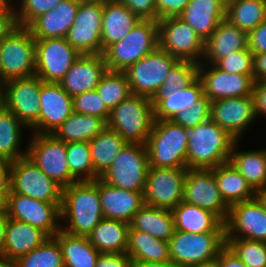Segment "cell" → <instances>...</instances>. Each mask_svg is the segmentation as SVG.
<instances>
[{
    "label": "cell",
    "mask_w": 266,
    "mask_h": 267,
    "mask_svg": "<svg viewBox=\"0 0 266 267\" xmlns=\"http://www.w3.org/2000/svg\"><path fill=\"white\" fill-rule=\"evenodd\" d=\"M61 228L72 235L87 236L104 218L99 199L98 178L75 182L62 189ZM68 222V223H67Z\"/></svg>",
    "instance_id": "obj_1"
},
{
    "label": "cell",
    "mask_w": 266,
    "mask_h": 267,
    "mask_svg": "<svg viewBox=\"0 0 266 267\" xmlns=\"http://www.w3.org/2000/svg\"><path fill=\"white\" fill-rule=\"evenodd\" d=\"M187 169H212L229 162L236 140L211 119L185 128Z\"/></svg>",
    "instance_id": "obj_2"
},
{
    "label": "cell",
    "mask_w": 266,
    "mask_h": 267,
    "mask_svg": "<svg viewBox=\"0 0 266 267\" xmlns=\"http://www.w3.org/2000/svg\"><path fill=\"white\" fill-rule=\"evenodd\" d=\"M145 145L149 167L187 168L188 139L184 127L171 120H154Z\"/></svg>",
    "instance_id": "obj_3"
},
{
    "label": "cell",
    "mask_w": 266,
    "mask_h": 267,
    "mask_svg": "<svg viewBox=\"0 0 266 267\" xmlns=\"http://www.w3.org/2000/svg\"><path fill=\"white\" fill-rule=\"evenodd\" d=\"M153 123L151 99L131 94L110 112L107 127L116 131L128 143L145 145Z\"/></svg>",
    "instance_id": "obj_4"
},
{
    "label": "cell",
    "mask_w": 266,
    "mask_h": 267,
    "mask_svg": "<svg viewBox=\"0 0 266 267\" xmlns=\"http://www.w3.org/2000/svg\"><path fill=\"white\" fill-rule=\"evenodd\" d=\"M158 47V21L140 20L130 33L110 45L103 55L108 70L124 72Z\"/></svg>",
    "instance_id": "obj_5"
},
{
    "label": "cell",
    "mask_w": 266,
    "mask_h": 267,
    "mask_svg": "<svg viewBox=\"0 0 266 267\" xmlns=\"http://www.w3.org/2000/svg\"><path fill=\"white\" fill-rule=\"evenodd\" d=\"M168 242L171 263L176 267H190L215 260L226 246V233L175 230Z\"/></svg>",
    "instance_id": "obj_6"
},
{
    "label": "cell",
    "mask_w": 266,
    "mask_h": 267,
    "mask_svg": "<svg viewBox=\"0 0 266 267\" xmlns=\"http://www.w3.org/2000/svg\"><path fill=\"white\" fill-rule=\"evenodd\" d=\"M1 81L28 78L35 71V38L27 27H16L0 41Z\"/></svg>",
    "instance_id": "obj_7"
},
{
    "label": "cell",
    "mask_w": 266,
    "mask_h": 267,
    "mask_svg": "<svg viewBox=\"0 0 266 267\" xmlns=\"http://www.w3.org/2000/svg\"><path fill=\"white\" fill-rule=\"evenodd\" d=\"M148 168L146 145L128 143L100 179L116 188L143 192Z\"/></svg>",
    "instance_id": "obj_8"
},
{
    "label": "cell",
    "mask_w": 266,
    "mask_h": 267,
    "mask_svg": "<svg viewBox=\"0 0 266 267\" xmlns=\"http://www.w3.org/2000/svg\"><path fill=\"white\" fill-rule=\"evenodd\" d=\"M27 147V157L62 188L78 182L70 173L66 143L52 134L34 133Z\"/></svg>",
    "instance_id": "obj_9"
},
{
    "label": "cell",
    "mask_w": 266,
    "mask_h": 267,
    "mask_svg": "<svg viewBox=\"0 0 266 267\" xmlns=\"http://www.w3.org/2000/svg\"><path fill=\"white\" fill-rule=\"evenodd\" d=\"M62 189L27 156L10 162L9 193H18L49 203H62Z\"/></svg>",
    "instance_id": "obj_10"
},
{
    "label": "cell",
    "mask_w": 266,
    "mask_h": 267,
    "mask_svg": "<svg viewBox=\"0 0 266 267\" xmlns=\"http://www.w3.org/2000/svg\"><path fill=\"white\" fill-rule=\"evenodd\" d=\"M177 61V58L158 47L135 62L124 71L132 94L152 99Z\"/></svg>",
    "instance_id": "obj_11"
},
{
    "label": "cell",
    "mask_w": 266,
    "mask_h": 267,
    "mask_svg": "<svg viewBox=\"0 0 266 267\" xmlns=\"http://www.w3.org/2000/svg\"><path fill=\"white\" fill-rule=\"evenodd\" d=\"M158 38L159 48L178 60H188L198 64L202 62L200 59L204 55V41L181 18L159 19Z\"/></svg>",
    "instance_id": "obj_12"
},
{
    "label": "cell",
    "mask_w": 266,
    "mask_h": 267,
    "mask_svg": "<svg viewBox=\"0 0 266 267\" xmlns=\"http://www.w3.org/2000/svg\"><path fill=\"white\" fill-rule=\"evenodd\" d=\"M80 55L66 38L35 39V75L59 83Z\"/></svg>",
    "instance_id": "obj_13"
},
{
    "label": "cell",
    "mask_w": 266,
    "mask_h": 267,
    "mask_svg": "<svg viewBox=\"0 0 266 267\" xmlns=\"http://www.w3.org/2000/svg\"><path fill=\"white\" fill-rule=\"evenodd\" d=\"M187 168L149 167L143 191L144 204L172 210L183 201Z\"/></svg>",
    "instance_id": "obj_14"
},
{
    "label": "cell",
    "mask_w": 266,
    "mask_h": 267,
    "mask_svg": "<svg viewBox=\"0 0 266 267\" xmlns=\"http://www.w3.org/2000/svg\"><path fill=\"white\" fill-rule=\"evenodd\" d=\"M61 204L36 200L18 193H8L6 217L28 223L41 229L49 237H54L62 228Z\"/></svg>",
    "instance_id": "obj_15"
},
{
    "label": "cell",
    "mask_w": 266,
    "mask_h": 267,
    "mask_svg": "<svg viewBox=\"0 0 266 267\" xmlns=\"http://www.w3.org/2000/svg\"><path fill=\"white\" fill-rule=\"evenodd\" d=\"M41 85L36 75L5 82V108L34 133H38Z\"/></svg>",
    "instance_id": "obj_16"
},
{
    "label": "cell",
    "mask_w": 266,
    "mask_h": 267,
    "mask_svg": "<svg viewBox=\"0 0 266 267\" xmlns=\"http://www.w3.org/2000/svg\"><path fill=\"white\" fill-rule=\"evenodd\" d=\"M103 3L80 2L66 40L82 54H102L101 28Z\"/></svg>",
    "instance_id": "obj_17"
},
{
    "label": "cell",
    "mask_w": 266,
    "mask_h": 267,
    "mask_svg": "<svg viewBox=\"0 0 266 267\" xmlns=\"http://www.w3.org/2000/svg\"><path fill=\"white\" fill-rule=\"evenodd\" d=\"M225 233L226 238L266 242V207L258 196L229 207Z\"/></svg>",
    "instance_id": "obj_18"
},
{
    "label": "cell",
    "mask_w": 266,
    "mask_h": 267,
    "mask_svg": "<svg viewBox=\"0 0 266 267\" xmlns=\"http://www.w3.org/2000/svg\"><path fill=\"white\" fill-rule=\"evenodd\" d=\"M183 201L215 213L224 223L229 206L220 195L213 169H187Z\"/></svg>",
    "instance_id": "obj_19"
},
{
    "label": "cell",
    "mask_w": 266,
    "mask_h": 267,
    "mask_svg": "<svg viewBox=\"0 0 266 267\" xmlns=\"http://www.w3.org/2000/svg\"><path fill=\"white\" fill-rule=\"evenodd\" d=\"M202 62L199 64L198 78L203 85L204 95L210 100L253 96V75L228 73L211 65L205 70Z\"/></svg>",
    "instance_id": "obj_20"
},
{
    "label": "cell",
    "mask_w": 266,
    "mask_h": 267,
    "mask_svg": "<svg viewBox=\"0 0 266 267\" xmlns=\"http://www.w3.org/2000/svg\"><path fill=\"white\" fill-rule=\"evenodd\" d=\"M255 118L254 95L211 101L210 119L236 141Z\"/></svg>",
    "instance_id": "obj_21"
},
{
    "label": "cell",
    "mask_w": 266,
    "mask_h": 267,
    "mask_svg": "<svg viewBox=\"0 0 266 267\" xmlns=\"http://www.w3.org/2000/svg\"><path fill=\"white\" fill-rule=\"evenodd\" d=\"M38 134H52L74 111L72 97L59 83L42 81Z\"/></svg>",
    "instance_id": "obj_22"
},
{
    "label": "cell",
    "mask_w": 266,
    "mask_h": 267,
    "mask_svg": "<svg viewBox=\"0 0 266 267\" xmlns=\"http://www.w3.org/2000/svg\"><path fill=\"white\" fill-rule=\"evenodd\" d=\"M107 70L103 54H82L59 84L73 98L83 92L95 90Z\"/></svg>",
    "instance_id": "obj_23"
},
{
    "label": "cell",
    "mask_w": 266,
    "mask_h": 267,
    "mask_svg": "<svg viewBox=\"0 0 266 267\" xmlns=\"http://www.w3.org/2000/svg\"><path fill=\"white\" fill-rule=\"evenodd\" d=\"M99 199L104 218L130 223L144 205L143 192L113 187L98 178Z\"/></svg>",
    "instance_id": "obj_24"
},
{
    "label": "cell",
    "mask_w": 266,
    "mask_h": 267,
    "mask_svg": "<svg viewBox=\"0 0 266 267\" xmlns=\"http://www.w3.org/2000/svg\"><path fill=\"white\" fill-rule=\"evenodd\" d=\"M203 96L199 78L186 88H160L151 99L154 120H172L177 113L192 108Z\"/></svg>",
    "instance_id": "obj_25"
},
{
    "label": "cell",
    "mask_w": 266,
    "mask_h": 267,
    "mask_svg": "<svg viewBox=\"0 0 266 267\" xmlns=\"http://www.w3.org/2000/svg\"><path fill=\"white\" fill-rule=\"evenodd\" d=\"M80 1L63 0L37 17L27 28L35 39L65 38L74 22Z\"/></svg>",
    "instance_id": "obj_26"
},
{
    "label": "cell",
    "mask_w": 266,
    "mask_h": 267,
    "mask_svg": "<svg viewBox=\"0 0 266 267\" xmlns=\"http://www.w3.org/2000/svg\"><path fill=\"white\" fill-rule=\"evenodd\" d=\"M178 17L205 42L226 19V5L221 0H189Z\"/></svg>",
    "instance_id": "obj_27"
},
{
    "label": "cell",
    "mask_w": 266,
    "mask_h": 267,
    "mask_svg": "<svg viewBox=\"0 0 266 267\" xmlns=\"http://www.w3.org/2000/svg\"><path fill=\"white\" fill-rule=\"evenodd\" d=\"M248 48V33L223 20L212 35L204 42L203 60L216 65L231 53Z\"/></svg>",
    "instance_id": "obj_28"
},
{
    "label": "cell",
    "mask_w": 266,
    "mask_h": 267,
    "mask_svg": "<svg viewBox=\"0 0 266 267\" xmlns=\"http://www.w3.org/2000/svg\"><path fill=\"white\" fill-rule=\"evenodd\" d=\"M141 19L120 0L103 3L101 43L102 54L113 43L121 41Z\"/></svg>",
    "instance_id": "obj_29"
},
{
    "label": "cell",
    "mask_w": 266,
    "mask_h": 267,
    "mask_svg": "<svg viewBox=\"0 0 266 267\" xmlns=\"http://www.w3.org/2000/svg\"><path fill=\"white\" fill-rule=\"evenodd\" d=\"M48 237L35 226L6 217L5 258L16 261L40 246Z\"/></svg>",
    "instance_id": "obj_30"
},
{
    "label": "cell",
    "mask_w": 266,
    "mask_h": 267,
    "mask_svg": "<svg viewBox=\"0 0 266 267\" xmlns=\"http://www.w3.org/2000/svg\"><path fill=\"white\" fill-rule=\"evenodd\" d=\"M175 230L190 233L225 232V223L213 212L181 201L171 210Z\"/></svg>",
    "instance_id": "obj_31"
},
{
    "label": "cell",
    "mask_w": 266,
    "mask_h": 267,
    "mask_svg": "<svg viewBox=\"0 0 266 267\" xmlns=\"http://www.w3.org/2000/svg\"><path fill=\"white\" fill-rule=\"evenodd\" d=\"M129 229V223L103 218L87 237L101 254H123L128 247Z\"/></svg>",
    "instance_id": "obj_32"
},
{
    "label": "cell",
    "mask_w": 266,
    "mask_h": 267,
    "mask_svg": "<svg viewBox=\"0 0 266 267\" xmlns=\"http://www.w3.org/2000/svg\"><path fill=\"white\" fill-rule=\"evenodd\" d=\"M237 144L232 147L229 162L258 193L266 187V149L238 151Z\"/></svg>",
    "instance_id": "obj_33"
},
{
    "label": "cell",
    "mask_w": 266,
    "mask_h": 267,
    "mask_svg": "<svg viewBox=\"0 0 266 267\" xmlns=\"http://www.w3.org/2000/svg\"><path fill=\"white\" fill-rule=\"evenodd\" d=\"M94 174L100 178L128 144L107 126L89 141Z\"/></svg>",
    "instance_id": "obj_34"
},
{
    "label": "cell",
    "mask_w": 266,
    "mask_h": 267,
    "mask_svg": "<svg viewBox=\"0 0 266 267\" xmlns=\"http://www.w3.org/2000/svg\"><path fill=\"white\" fill-rule=\"evenodd\" d=\"M212 169L220 195L229 207L235 203L251 200L257 196V193L248 184L247 180L230 162Z\"/></svg>",
    "instance_id": "obj_35"
},
{
    "label": "cell",
    "mask_w": 266,
    "mask_h": 267,
    "mask_svg": "<svg viewBox=\"0 0 266 267\" xmlns=\"http://www.w3.org/2000/svg\"><path fill=\"white\" fill-rule=\"evenodd\" d=\"M54 237L61 246L64 267H95L101 253L87 236L72 235L61 229Z\"/></svg>",
    "instance_id": "obj_36"
},
{
    "label": "cell",
    "mask_w": 266,
    "mask_h": 267,
    "mask_svg": "<svg viewBox=\"0 0 266 267\" xmlns=\"http://www.w3.org/2000/svg\"><path fill=\"white\" fill-rule=\"evenodd\" d=\"M126 253L131 260L158 263L171 262L168 241L156 238L145 231L137 229H129Z\"/></svg>",
    "instance_id": "obj_37"
},
{
    "label": "cell",
    "mask_w": 266,
    "mask_h": 267,
    "mask_svg": "<svg viewBox=\"0 0 266 267\" xmlns=\"http://www.w3.org/2000/svg\"><path fill=\"white\" fill-rule=\"evenodd\" d=\"M130 229L145 231L148 234L169 241L175 232L171 210L143 205L129 223Z\"/></svg>",
    "instance_id": "obj_38"
},
{
    "label": "cell",
    "mask_w": 266,
    "mask_h": 267,
    "mask_svg": "<svg viewBox=\"0 0 266 267\" xmlns=\"http://www.w3.org/2000/svg\"><path fill=\"white\" fill-rule=\"evenodd\" d=\"M106 126L100 117L73 112L52 135L65 143L90 141Z\"/></svg>",
    "instance_id": "obj_39"
},
{
    "label": "cell",
    "mask_w": 266,
    "mask_h": 267,
    "mask_svg": "<svg viewBox=\"0 0 266 267\" xmlns=\"http://www.w3.org/2000/svg\"><path fill=\"white\" fill-rule=\"evenodd\" d=\"M226 20L249 33L266 20V0H235L226 6Z\"/></svg>",
    "instance_id": "obj_40"
},
{
    "label": "cell",
    "mask_w": 266,
    "mask_h": 267,
    "mask_svg": "<svg viewBox=\"0 0 266 267\" xmlns=\"http://www.w3.org/2000/svg\"><path fill=\"white\" fill-rule=\"evenodd\" d=\"M22 127L26 126L8 109L0 112V156L10 162L27 156V150L21 152Z\"/></svg>",
    "instance_id": "obj_41"
},
{
    "label": "cell",
    "mask_w": 266,
    "mask_h": 267,
    "mask_svg": "<svg viewBox=\"0 0 266 267\" xmlns=\"http://www.w3.org/2000/svg\"><path fill=\"white\" fill-rule=\"evenodd\" d=\"M111 112L132 92L125 72L107 70L95 89Z\"/></svg>",
    "instance_id": "obj_42"
},
{
    "label": "cell",
    "mask_w": 266,
    "mask_h": 267,
    "mask_svg": "<svg viewBox=\"0 0 266 267\" xmlns=\"http://www.w3.org/2000/svg\"><path fill=\"white\" fill-rule=\"evenodd\" d=\"M17 267H64L62 249L55 237H48L30 253L19 257Z\"/></svg>",
    "instance_id": "obj_43"
},
{
    "label": "cell",
    "mask_w": 266,
    "mask_h": 267,
    "mask_svg": "<svg viewBox=\"0 0 266 267\" xmlns=\"http://www.w3.org/2000/svg\"><path fill=\"white\" fill-rule=\"evenodd\" d=\"M67 161L71 175L78 181H94L89 141L66 143Z\"/></svg>",
    "instance_id": "obj_44"
},
{
    "label": "cell",
    "mask_w": 266,
    "mask_h": 267,
    "mask_svg": "<svg viewBox=\"0 0 266 267\" xmlns=\"http://www.w3.org/2000/svg\"><path fill=\"white\" fill-rule=\"evenodd\" d=\"M226 245L247 267H266V242L226 238Z\"/></svg>",
    "instance_id": "obj_45"
},
{
    "label": "cell",
    "mask_w": 266,
    "mask_h": 267,
    "mask_svg": "<svg viewBox=\"0 0 266 267\" xmlns=\"http://www.w3.org/2000/svg\"><path fill=\"white\" fill-rule=\"evenodd\" d=\"M199 64L178 60L170 69L161 88H186L198 78Z\"/></svg>",
    "instance_id": "obj_46"
},
{
    "label": "cell",
    "mask_w": 266,
    "mask_h": 267,
    "mask_svg": "<svg viewBox=\"0 0 266 267\" xmlns=\"http://www.w3.org/2000/svg\"><path fill=\"white\" fill-rule=\"evenodd\" d=\"M73 111L84 115H92L102 118L106 123L110 116V111L105 106L96 90H91L78 94L72 98Z\"/></svg>",
    "instance_id": "obj_47"
},
{
    "label": "cell",
    "mask_w": 266,
    "mask_h": 267,
    "mask_svg": "<svg viewBox=\"0 0 266 267\" xmlns=\"http://www.w3.org/2000/svg\"><path fill=\"white\" fill-rule=\"evenodd\" d=\"M210 114L211 101L204 95L192 108L177 113L171 121L184 128H193L209 120Z\"/></svg>",
    "instance_id": "obj_48"
},
{
    "label": "cell",
    "mask_w": 266,
    "mask_h": 267,
    "mask_svg": "<svg viewBox=\"0 0 266 267\" xmlns=\"http://www.w3.org/2000/svg\"><path fill=\"white\" fill-rule=\"evenodd\" d=\"M63 0H22L19 10L15 11L17 25L28 27L37 17L51 10Z\"/></svg>",
    "instance_id": "obj_49"
},
{
    "label": "cell",
    "mask_w": 266,
    "mask_h": 267,
    "mask_svg": "<svg viewBox=\"0 0 266 267\" xmlns=\"http://www.w3.org/2000/svg\"><path fill=\"white\" fill-rule=\"evenodd\" d=\"M253 64V53L249 49H242L221 59L216 66L228 73L253 75Z\"/></svg>",
    "instance_id": "obj_50"
},
{
    "label": "cell",
    "mask_w": 266,
    "mask_h": 267,
    "mask_svg": "<svg viewBox=\"0 0 266 267\" xmlns=\"http://www.w3.org/2000/svg\"><path fill=\"white\" fill-rule=\"evenodd\" d=\"M141 20L157 21V8L155 0H120Z\"/></svg>",
    "instance_id": "obj_51"
},
{
    "label": "cell",
    "mask_w": 266,
    "mask_h": 267,
    "mask_svg": "<svg viewBox=\"0 0 266 267\" xmlns=\"http://www.w3.org/2000/svg\"><path fill=\"white\" fill-rule=\"evenodd\" d=\"M189 0H155L157 21L168 17H178Z\"/></svg>",
    "instance_id": "obj_52"
},
{
    "label": "cell",
    "mask_w": 266,
    "mask_h": 267,
    "mask_svg": "<svg viewBox=\"0 0 266 267\" xmlns=\"http://www.w3.org/2000/svg\"><path fill=\"white\" fill-rule=\"evenodd\" d=\"M248 48L253 55L266 53V20L248 33Z\"/></svg>",
    "instance_id": "obj_53"
},
{
    "label": "cell",
    "mask_w": 266,
    "mask_h": 267,
    "mask_svg": "<svg viewBox=\"0 0 266 267\" xmlns=\"http://www.w3.org/2000/svg\"><path fill=\"white\" fill-rule=\"evenodd\" d=\"M12 5L8 3L0 8V41L18 27L15 13L17 8L14 9Z\"/></svg>",
    "instance_id": "obj_54"
},
{
    "label": "cell",
    "mask_w": 266,
    "mask_h": 267,
    "mask_svg": "<svg viewBox=\"0 0 266 267\" xmlns=\"http://www.w3.org/2000/svg\"><path fill=\"white\" fill-rule=\"evenodd\" d=\"M95 267H131V258L127 253L100 254Z\"/></svg>",
    "instance_id": "obj_55"
},
{
    "label": "cell",
    "mask_w": 266,
    "mask_h": 267,
    "mask_svg": "<svg viewBox=\"0 0 266 267\" xmlns=\"http://www.w3.org/2000/svg\"><path fill=\"white\" fill-rule=\"evenodd\" d=\"M218 267H247L226 245L216 258Z\"/></svg>",
    "instance_id": "obj_56"
},
{
    "label": "cell",
    "mask_w": 266,
    "mask_h": 267,
    "mask_svg": "<svg viewBox=\"0 0 266 267\" xmlns=\"http://www.w3.org/2000/svg\"><path fill=\"white\" fill-rule=\"evenodd\" d=\"M253 95L256 117L259 114L266 116V80L255 82Z\"/></svg>",
    "instance_id": "obj_57"
},
{
    "label": "cell",
    "mask_w": 266,
    "mask_h": 267,
    "mask_svg": "<svg viewBox=\"0 0 266 267\" xmlns=\"http://www.w3.org/2000/svg\"><path fill=\"white\" fill-rule=\"evenodd\" d=\"M253 79L255 82L266 80V53L254 55Z\"/></svg>",
    "instance_id": "obj_58"
},
{
    "label": "cell",
    "mask_w": 266,
    "mask_h": 267,
    "mask_svg": "<svg viewBox=\"0 0 266 267\" xmlns=\"http://www.w3.org/2000/svg\"><path fill=\"white\" fill-rule=\"evenodd\" d=\"M6 215L0 216V259L5 257Z\"/></svg>",
    "instance_id": "obj_59"
},
{
    "label": "cell",
    "mask_w": 266,
    "mask_h": 267,
    "mask_svg": "<svg viewBox=\"0 0 266 267\" xmlns=\"http://www.w3.org/2000/svg\"><path fill=\"white\" fill-rule=\"evenodd\" d=\"M131 267H176L171 262L169 263H158L141 260H131Z\"/></svg>",
    "instance_id": "obj_60"
},
{
    "label": "cell",
    "mask_w": 266,
    "mask_h": 267,
    "mask_svg": "<svg viewBox=\"0 0 266 267\" xmlns=\"http://www.w3.org/2000/svg\"><path fill=\"white\" fill-rule=\"evenodd\" d=\"M0 192H10V174H0Z\"/></svg>",
    "instance_id": "obj_61"
},
{
    "label": "cell",
    "mask_w": 266,
    "mask_h": 267,
    "mask_svg": "<svg viewBox=\"0 0 266 267\" xmlns=\"http://www.w3.org/2000/svg\"><path fill=\"white\" fill-rule=\"evenodd\" d=\"M8 193L9 192H0V216H5L7 214Z\"/></svg>",
    "instance_id": "obj_62"
},
{
    "label": "cell",
    "mask_w": 266,
    "mask_h": 267,
    "mask_svg": "<svg viewBox=\"0 0 266 267\" xmlns=\"http://www.w3.org/2000/svg\"><path fill=\"white\" fill-rule=\"evenodd\" d=\"M0 174H10V161L0 156Z\"/></svg>",
    "instance_id": "obj_63"
},
{
    "label": "cell",
    "mask_w": 266,
    "mask_h": 267,
    "mask_svg": "<svg viewBox=\"0 0 266 267\" xmlns=\"http://www.w3.org/2000/svg\"><path fill=\"white\" fill-rule=\"evenodd\" d=\"M5 108V82L0 80V112Z\"/></svg>",
    "instance_id": "obj_64"
},
{
    "label": "cell",
    "mask_w": 266,
    "mask_h": 267,
    "mask_svg": "<svg viewBox=\"0 0 266 267\" xmlns=\"http://www.w3.org/2000/svg\"><path fill=\"white\" fill-rule=\"evenodd\" d=\"M0 267H17V266H16L15 261L6 259L4 257L0 259Z\"/></svg>",
    "instance_id": "obj_65"
},
{
    "label": "cell",
    "mask_w": 266,
    "mask_h": 267,
    "mask_svg": "<svg viewBox=\"0 0 266 267\" xmlns=\"http://www.w3.org/2000/svg\"><path fill=\"white\" fill-rule=\"evenodd\" d=\"M190 267H218V265H217V260L215 259L210 262L201 263V264L190 266Z\"/></svg>",
    "instance_id": "obj_66"
},
{
    "label": "cell",
    "mask_w": 266,
    "mask_h": 267,
    "mask_svg": "<svg viewBox=\"0 0 266 267\" xmlns=\"http://www.w3.org/2000/svg\"><path fill=\"white\" fill-rule=\"evenodd\" d=\"M257 196L259 197V199L264 203L265 207H266V187H264L263 189H261L258 193Z\"/></svg>",
    "instance_id": "obj_67"
},
{
    "label": "cell",
    "mask_w": 266,
    "mask_h": 267,
    "mask_svg": "<svg viewBox=\"0 0 266 267\" xmlns=\"http://www.w3.org/2000/svg\"><path fill=\"white\" fill-rule=\"evenodd\" d=\"M80 2H101V3H105L108 0H78Z\"/></svg>",
    "instance_id": "obj_68"
},
{
    "label": "cell",
    "mask_w": 266,
    "mask_h": 267,
    "mask_svg": "<svg viewBox=\"0 0 266 267\" xmlns=\"http://www.w3.org/2000/svg\"><path fill=\"white\" fill-rule=\"evenodd\" d=\"M8 3L5 0H0V8H3Z\"/></svg>",
    "instance_id": "obj_69"
},
{
    "label": "cell",
    "mask_w": 266,
    "mask_h": 267,
    "mask_svg": "<svg viewBox=\"0 0 266 267\" xmlns=\"http://www.w3.org/2000/svg\"><path fill=\"white\" fill-rule=\"evenodd\" d=\"M226 6L235 0H221Z\"/></svg>",
    "instance_id": "obj_70"
},
{
    "label": "cell",
    "mask_w": 266,
    "mask_h": 267,
    "mask_svg": "<svg viewBox=\"0 0 266 267\" xmlns=\"http://www.w3.org/2000/svg\"><path fill=\"white\" fill-rule=\"evenodd\" d=\"M5 1H6L7 3H9V4H13L11 0H5ZM10 1H11V3H10Z\"/></svg>",
    "instance_id": "obj_71"
},
{
    "label": "cell",
    "mask_w": 266,
    "mask_h": 267,
    "mask_svg": "<svg viewBox=\"0 0 266 267\" xmlns=\"http://www.w3.org/2000/svg\"><path fill=\"white\" fill-rule=\"evenodd\" d=\"M0 80H1V63H0Z\"/></svg>",
    "instance_id": "obj_72"
}]
</instances>
